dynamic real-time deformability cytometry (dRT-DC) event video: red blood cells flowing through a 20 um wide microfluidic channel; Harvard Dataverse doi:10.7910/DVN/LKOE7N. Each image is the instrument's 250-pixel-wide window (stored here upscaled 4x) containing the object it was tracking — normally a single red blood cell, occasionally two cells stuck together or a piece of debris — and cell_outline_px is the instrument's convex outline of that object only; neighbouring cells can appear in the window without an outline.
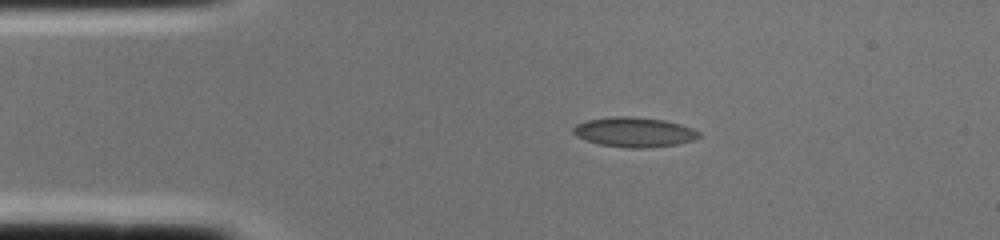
{"species": "common noctule bat (a hibernating species)", "species_latin": "Nyctalus noctula", "temperature_condition": "cold", "stored_images_in_passage": 1, "camera_frame_rate_fps": 3000, "um_per_image_px": 0.085, "animal": {"sex": "female", "body_mass_g": 22.0, "forearm_length_mm": 56.7}, "frame": {"image": 1, "passage_image": 1, "time_ms": 0.0, "image_size_px": [1000, 240], "cell_outline_px": [[700, 136], [692, 140], [676, 144], [648, 148], [628, 148], [600, 144], [584, 140], [576, 136], [572, 132], [572, 128], [576, 124], [588, 120], [616, 116], [632, 116], [664, 120], [680, 124], [692, 128], [700, 132]], "centroid_in_image_um": [53.88, 11.23], "position_along_channel_um": 31.1, "area_um2": 21.79}}